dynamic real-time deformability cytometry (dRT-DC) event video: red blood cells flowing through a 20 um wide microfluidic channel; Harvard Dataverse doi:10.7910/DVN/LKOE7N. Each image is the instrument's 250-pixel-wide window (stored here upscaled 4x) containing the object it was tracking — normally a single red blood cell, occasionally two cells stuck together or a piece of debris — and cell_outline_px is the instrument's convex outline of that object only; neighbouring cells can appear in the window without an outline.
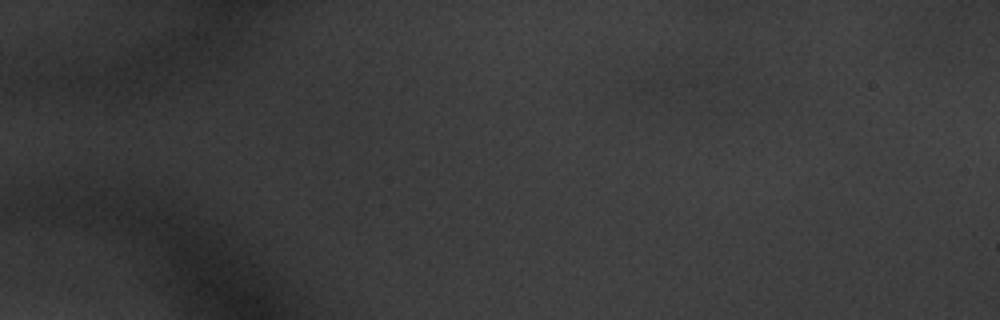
{"species": "common noctule bat (a hibernating species)", "species_latin": "Nyctalus noctula", "temperature_condition": "warm", "stored_images_in_passage": 4, "camera_frame_rate_fps": 3000, "um_per_image_px": 0.085, "animal": {"sex": "male", "body_mass_g": 20.1, "forearm_length_mm": 53.5}, "frame": {"image": 1, "passage_image": 4, "time_ms": 1.0, "image_size_px": [1000, 320], "cell_outline_px": [[368, 140], [360, 164], [356, 172], [328, 176], [312, 164], [312, 160], [320, 112], [360, 116], [368, 136]], "centroid_in_image_um": [28.84, 12.22], "position_along_channel_um": 56.2, "area_um2": 20.4}}